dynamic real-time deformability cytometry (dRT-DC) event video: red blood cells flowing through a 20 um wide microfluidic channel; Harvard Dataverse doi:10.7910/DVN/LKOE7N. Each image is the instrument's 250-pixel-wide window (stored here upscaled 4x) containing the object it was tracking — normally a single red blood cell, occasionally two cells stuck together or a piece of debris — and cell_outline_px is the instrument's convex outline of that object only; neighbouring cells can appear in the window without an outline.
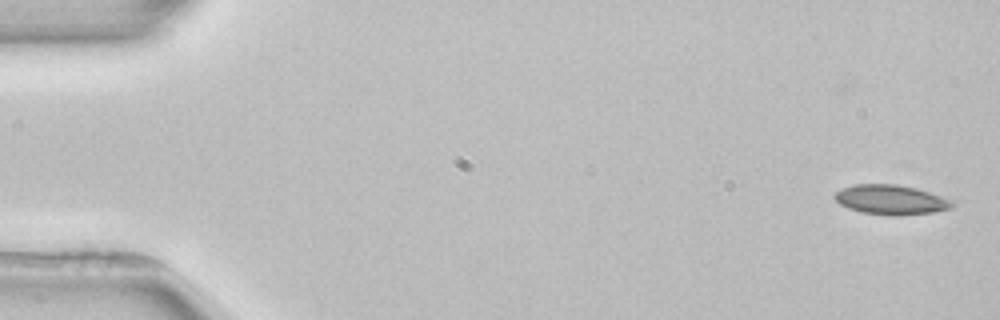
{"species": "common noctule bat (a hibernating species)", "species_latin": "Nyctalus noctula", "temperature_condition": "room temperature", "stored_images_in_passage": 4, "camera_frame_rate_fps": 3000, "um_per_image_px": 0.085, "animal": {"sex": "female", "body_mass_g": 22.7, "forearm_length_mm": 54.2}, "frame": {"image": 1, "passage_image": 1, "time_ms": 0.0, "image_size_px": [1000, 320], "cell_outline_px": [[956, 204], [952, 208], [932, 212], [900, 216], [888, 216], [860, 212], [848, 208], [840, 204], [832, 196], [836, 192], [844, 188], [856, 184], [896, 184], [928, 192], [952, 200]], "centroid_in_image_um": [75.72, 17.0], "position_along_channel_um": 9.3, "area_um2": 20.29}}
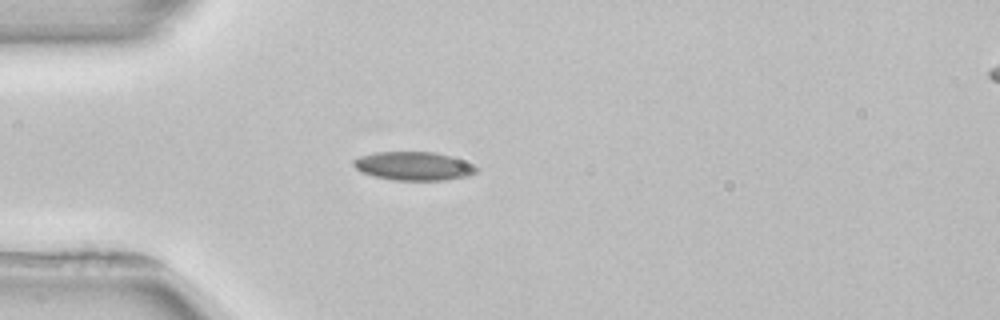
{"frame": {"image": 2, "passage_image": 4, "time_ms": 4.333, "image_size_px": [1000, 320], "cell_outline_px": [[476, 172], [468, 176], [444, 180], [392, 180], [360, 172], [352, 164], [352, 160], [360, 156], [376, 152], [436, 152], [472, 164], [476, 168]], "centroid_in_image_um": [35.11, 14.11], "position_along_channel_um": 49.9, "area_um2": 20.23}}